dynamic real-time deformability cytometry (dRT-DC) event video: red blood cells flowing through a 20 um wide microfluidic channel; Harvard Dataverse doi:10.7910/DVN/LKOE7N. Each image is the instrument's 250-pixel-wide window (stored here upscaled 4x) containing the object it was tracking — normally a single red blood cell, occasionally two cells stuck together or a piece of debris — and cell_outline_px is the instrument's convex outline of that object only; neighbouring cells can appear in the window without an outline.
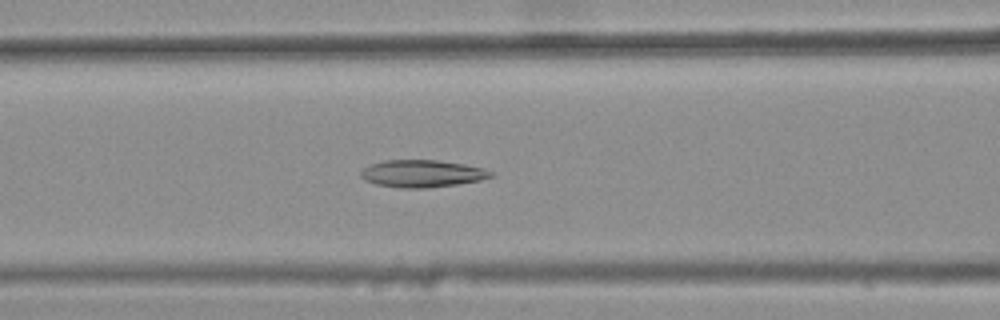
{"species": "common noctule bat (a hibernating species)", "species_latin": "Nyctalus noctula", "temperature_condition": "warm", "stored_images_in_passage": 30, "camera_frame_rate_fps": 3000, "um_per_image_px": 0.085, "animal": {"sex": "female", "body_mass_g": 25.1}, "frame": {"image": 1, "passage_image": 9, "time_ms": 2.667, "image_size_px": [1000, 320], "cell_outline_px": [[496, 176], [480, 180], [456, 184], [428, 188], [400, 188], [376, 184], [364, 180], [360, 176], [360, 172], [368, 164], [384, 160], [436, 160], [464, 164], [484, 168], [492, 172]], "centroid_in_image_um": [35.86, 14.75], "position_along_channel_um": 130.7, "area_um2": 20.81}}
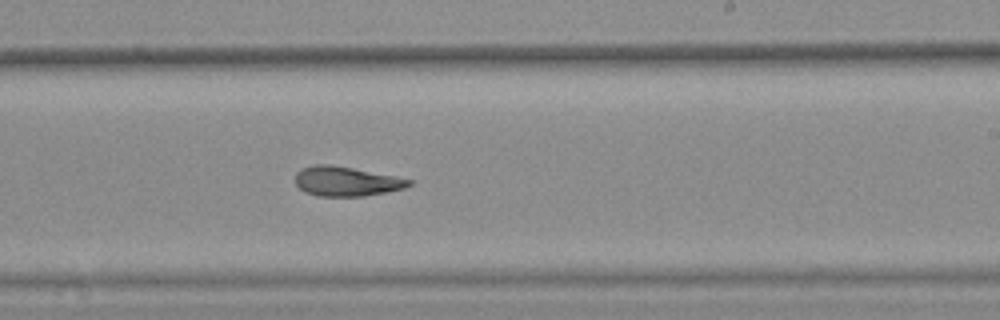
{"frame": {"image": 2, "passage_image": 19, "time_ms": 6.0, "image_size_px": [1000, 320], "cell_outline_px": [[412, 184], [404, 188], [364, 196], [316, 196], [304, 192], [296, 184], [296, 172], [300, 168], [312, 164], [328, 164], [352, 168], [396, 176], [412, 180]], "centroid_in_image_um": [29.39, 15.41], "position_along_channel_um": 259.6, "area_um2": 19.59}}
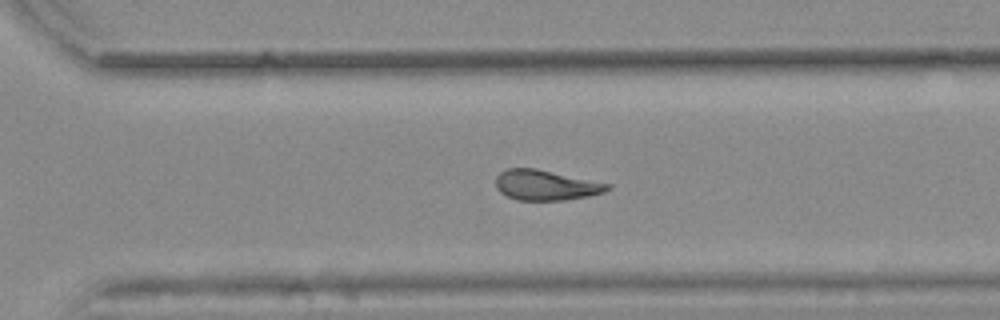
{"frame": {"image": 3, "passage_image": 24, "time_ms": 7.667, "image_size_px": [1000, 320], "cell_outline_px": [[612, 188], [604, 192], [588, 196], [564, 200], [516, 200], [500, 192], [496, 188], [496, 176], [500, 172], [508, 168], [536, 168], [612, 184]], "centroid_in_image_um": [46.41, 15.73], "position_along_channel_um": 324.2, "area_um2": 19.77}, "authors_computed_cell_mechanics": {"area_um2": 19.7387, "velocity_mm_per_s": 3.8833, "shape_relaxation_time_tau1_ms": null, "shape_relaxation_time_tau2_ms": 3.7865, "deformation_change_tau1": null, "deformation_change_tau2": 0.1244}}